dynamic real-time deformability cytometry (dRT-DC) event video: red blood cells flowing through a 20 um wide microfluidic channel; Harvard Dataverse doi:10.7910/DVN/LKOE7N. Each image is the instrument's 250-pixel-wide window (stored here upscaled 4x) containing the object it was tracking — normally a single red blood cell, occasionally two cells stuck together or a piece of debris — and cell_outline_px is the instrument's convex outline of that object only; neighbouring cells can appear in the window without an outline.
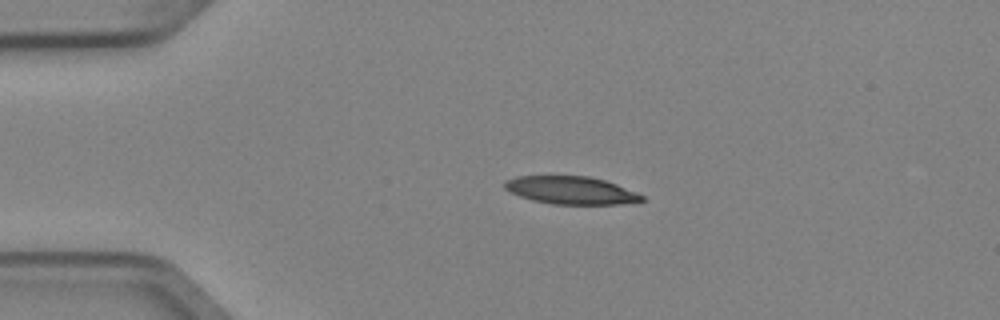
{"species": "Egyptian fruit bat (a non-hibernating species)", "species_latin": "Rousettus aegyptiacus", "temperature_condition": "cold", "stored_images_in_passage": 3, "camera_frame_rate_fps": 3000, "um_per_image_px": 0.085, "animal": {"sex": "female"}, "frame": {"image": 1, "passage_image": 2, "time_ms": 0.333, "image_size_px": [1000, 320], "cell_outline_px": [[644, 200], [620, 204], [552, 204], [532, 200], [520, 196], [504, 188], [504, 180], [516, 176], [588, 176], [604, 180], [616, 184], [636, 192], [644, 196]], "centroid_in_image_um": [48.51, 16.17], "position_along_channel_um": 36.5, "area_um2": 22.08}}